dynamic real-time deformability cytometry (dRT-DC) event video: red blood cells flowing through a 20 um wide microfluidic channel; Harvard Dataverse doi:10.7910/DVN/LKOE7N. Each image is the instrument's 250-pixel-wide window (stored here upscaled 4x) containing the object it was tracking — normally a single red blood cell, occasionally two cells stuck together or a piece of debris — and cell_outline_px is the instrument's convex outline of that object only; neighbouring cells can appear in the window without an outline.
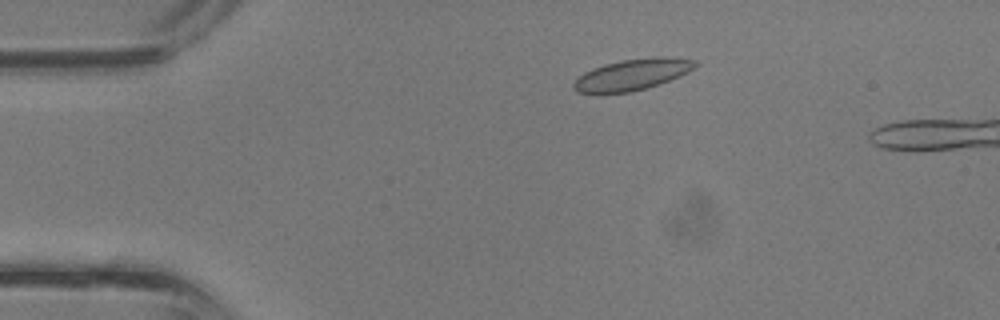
{"species": "common noctule bat (a hibernating species)", "species_latin": "Nyctalus noctula", "temperature_condition": "room temperature", "stored_images_in_passage": 34, "camera_frame_rate_fps": 3000, "um_per_image_px": 0.085, "animal": {"sex": "male", "body_mass_g": 13.3}, "frame": {"image": 1, "passage_image": 6, "time_ms": 1.667, "image_size_px": [1000, 320], "cell_outline_px": [[696, 64], [688, 72], [680, 76], [644, 88], [628, 92], [576, 92], [572, 88], [572, 84], [584, 72], [592, 68], [604, 64], [620, 60], [696, 60]], "centroid_in_image_um": [53.59, 6.39], "position_along_channel_um": 31.4, "area_um2": 20.46}}
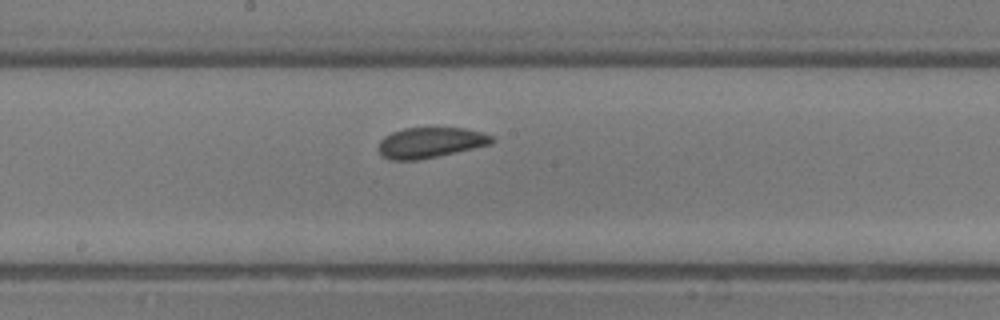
{"frame": {"image": 2, "passage_image": 19, "time_ms": 6.0, "image_size_px": [1000, 320], "cell_outline_px": [[496, 140], [492, 144], [420, 160], [388, 160], [380, 156], [376, 148], [380, 140], [384, 136], [392, 132], [404, 128], [464, 128], [484, 132], [492, 136]], "centroid_in_image_um": [36.54, 12.13], "position_along_channel_um": 211.7, "area_um2": 20.52}}
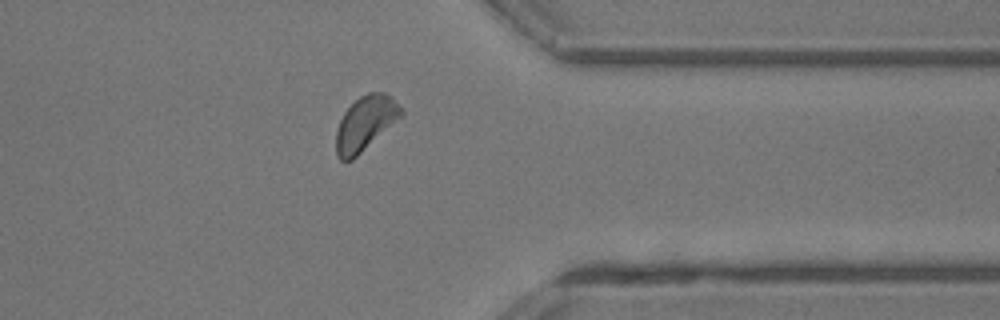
{"frame": {"image": 3, "passage_image": 29, "time_ms": 9.333, "image_size_px": [1000, 320], "cell_outline_px": [[404, 112], [400, 116], [352, 160], [340, 160], [336, 156], [336, 132], [340, 120], [344, 112], [360, 96], [368, 92], [384, 92], [400, 104]], "centroid_in_image_um": [31.03, 10.46], "position_along_channel_um": 380.4, "area_um2": 20.06}}